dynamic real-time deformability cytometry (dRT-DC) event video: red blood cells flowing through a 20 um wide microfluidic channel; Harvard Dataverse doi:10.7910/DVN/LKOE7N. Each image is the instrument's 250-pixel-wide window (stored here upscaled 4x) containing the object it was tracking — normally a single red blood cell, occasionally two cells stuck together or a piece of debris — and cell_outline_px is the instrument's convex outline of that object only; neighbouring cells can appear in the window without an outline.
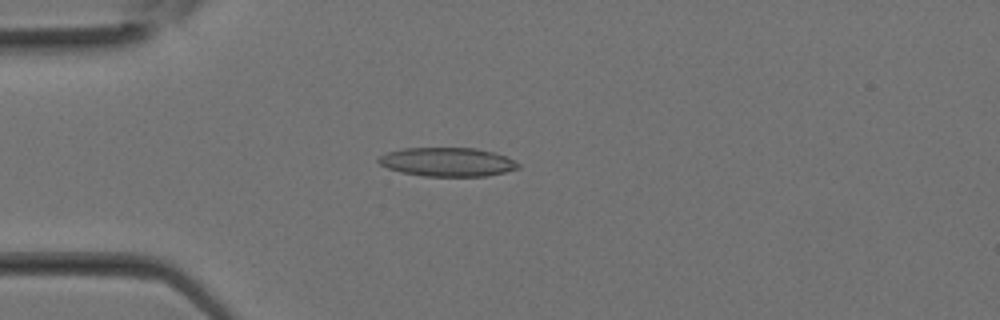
{"species": "Egyptian fruit bat (a non-hibernating species)", "species_latin": "Rousettus aegyptiacus", "temperature_condition": "room temperature", "stored_images_in_passage": 9, "camera_frame_rate_fps": 3000, "um_per_image_px": 0.085, "animal": {"sex": "female"}, "frame": {"image": 1, "passage_image": 6, "time_ms": 1.667, "image_size_px": [1000, 320], "cell_outline_px": [[520, 168], [488, 176], [424, 176], [400, 172], [388, 168], [380, 164], [376, 160], [380, 156], [388, 152], [404, 148], [476, 148], [492, 152], [504, 156], [520, 164]], "centroid_in_image_um": [38.01, 13.77], "position_along_channel_um": 47.0, "area_um2": 23.35}}
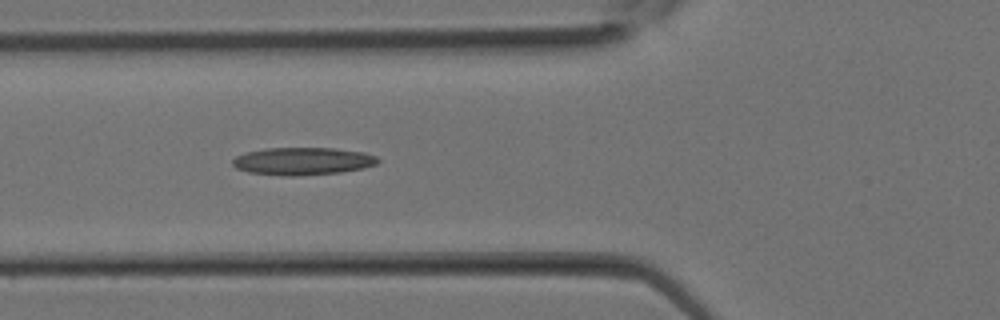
{"frame": {"image": 2, "passage_image": 9, "time_ms": 2.667, "image_size_px": [1000, 320], "cell_outline_px": [[380, 160], [376, 164], [360, 168], [340, 172], [296, 176], [284, 176], [248, 172], [236, 168], [232, 164], [232, 160], [236, 156], [248, 152], [264, 148], [336, 148], [364, 152], [376, 156]], "centroid_in_image_um": [25.71, 13.69], "position_along_channel_um": 100.1, "area_um2": 23.29}}